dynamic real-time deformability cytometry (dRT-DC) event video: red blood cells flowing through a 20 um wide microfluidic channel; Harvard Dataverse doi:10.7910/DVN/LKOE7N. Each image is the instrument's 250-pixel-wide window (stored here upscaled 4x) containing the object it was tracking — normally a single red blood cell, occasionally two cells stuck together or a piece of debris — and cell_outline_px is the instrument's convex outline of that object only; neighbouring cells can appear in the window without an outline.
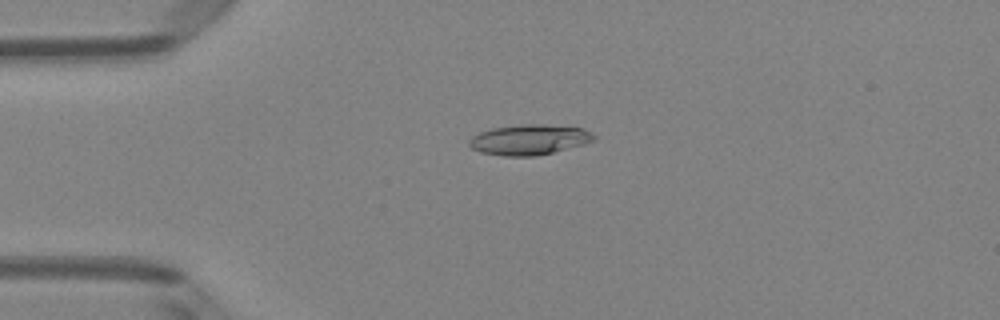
{"species": "Egyptian fruit bat (a non-hibernating species)", "species_latin": "Rousettus aegyptiacus", "temperature_condition": "room temperature", "stored_images_in_passage": 39, "camera_frame_rate_fps": 3000, "um_per_image_px": 0.085, "animal": {"sex": "female"}, "frame": {"image": 1, "passage_image": 1, "time_ms": 0.0, "image_size_px": [1000, 320], "cell_outline_px": [[596, 140], [584, 144], [536, 156], [504, 156], [480, 152], [472, 148], [468, 144], [468, 140], [472, 136], [480, 132], [492, 128], [520, 124], [544, 124], [584, 128], [592, 132], [596, 136]], "centroid_in_image_um": [45.0, 11.86], "position_along_channel_um": 40.0, "area_um2": 22.2}}
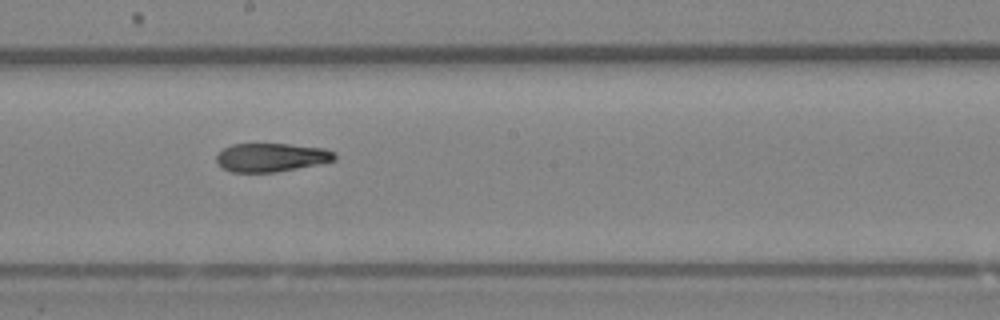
{"frame": {"image": 2, "passage_image": 17, "time_ms": 5.333, "image_size_px": [1000, 320], "cell_outline_px": [[336, 160], [276, 172], [232, 172], [216, 164], [216, 152], [232, 144], [288, 144], [324, 148], [336, 152]], "centroid_in_image_um": [23.03, 13.37], "position_along_channel_um": 225.2, "area_um2": 19.71}}
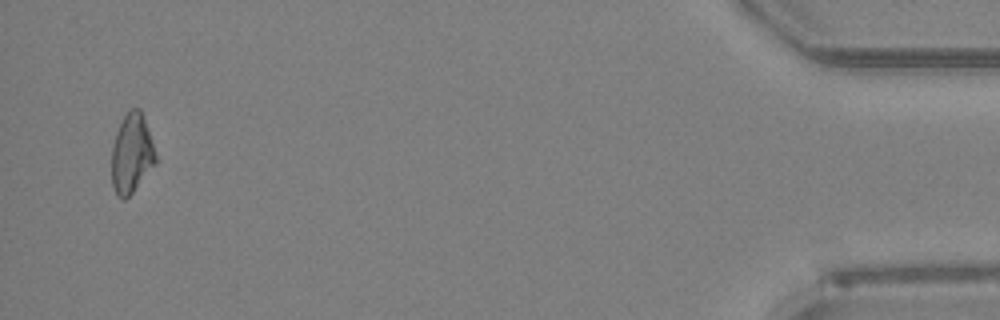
{"frame": {"image": 3, "passage_image": 38, "time_ms": 12.333, "image_size_px": [1000, 320], "cell_outline_px": [[156, 164], [132, 192], [124, 200], [116, 196], [112, 184], [112, 148], [116, 132], [128, 108], [140, 108], [144, 116], [156, 152]], "centroid_in_image_um": [11.2, 13.04], "position_along_channel_um": 424.0, "area_um2": 20.46}, "authors_computed_cell_mechanics": {"area_um2": 20.8658, "velocity_mm_per_s": 4.023, "shape_relaxation_time_tau1_ms": null, "shape_relaxation_time_tau2_ms": 5.2933, "deformation_change_tau1": null, "deformation_change_tau2": 0.1391}}